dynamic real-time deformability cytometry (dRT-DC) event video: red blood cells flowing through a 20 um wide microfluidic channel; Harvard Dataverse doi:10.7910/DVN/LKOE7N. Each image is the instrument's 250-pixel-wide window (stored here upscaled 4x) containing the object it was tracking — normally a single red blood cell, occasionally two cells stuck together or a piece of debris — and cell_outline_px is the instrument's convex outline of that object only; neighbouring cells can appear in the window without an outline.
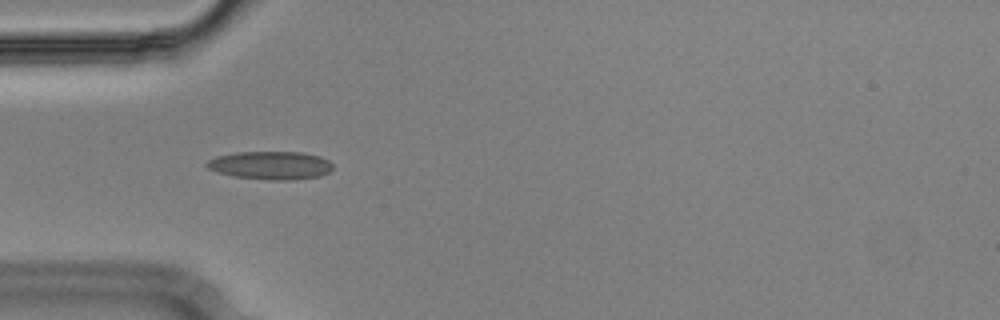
{"species": "Egyptian fruit bat (a non-hibernating species)", "species_latin": "Rousettus aegyptiacus", "temperature_condition": "cold", "stored_images_in_passage": 23, "camera_frame_rate_fps": 3000, "um_per_image_px": 0.085, "animal": {"sex": "male"}, "frame": {"image": 1, "passage_image": 7, "time_ms": 2.0, "image_size_px": [1000, 320], "cell_outline_px": [[332, 168], [328, 172], [320, 176], [292, 180], [268, 180], [232, 176], [216, 172], [208, 168], [204, 164], [208, 160], [216, 156], [236, 152], [300, 152], [320, 156], [328, 160], [332, 164]], "centroid_in_image_um": [22.97, 14.05], "position_along_channel_um": 62.0, "area_um2": 20.81}}
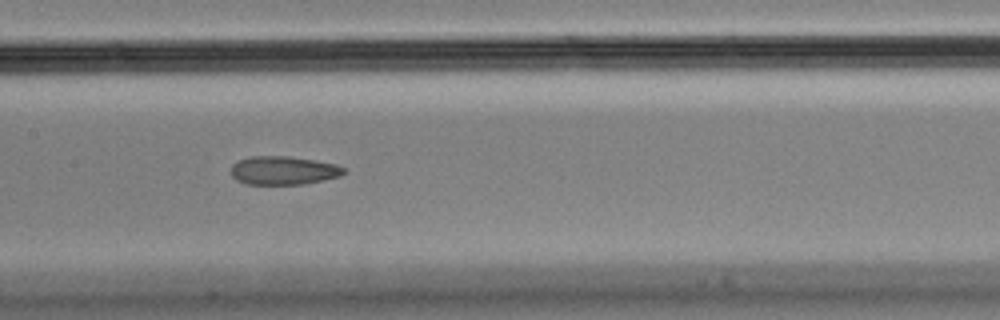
{"frame": {"image": 2, "passage_image": 17, "time_ms": 5.333, "image_size_px": [1000, 320], "cell_outline_px": [[348, 172], [340, 176], [304, 184], [248, 184], [236, 180], [232, 176], [232, 164], [240, 160], [252, 156], [288, 156], [336, 164], [344, 168]], "centroid_in_image_um": [24.11, 14.49], "position_along_channel_um": 183.3, "area_um2": 18.61}}